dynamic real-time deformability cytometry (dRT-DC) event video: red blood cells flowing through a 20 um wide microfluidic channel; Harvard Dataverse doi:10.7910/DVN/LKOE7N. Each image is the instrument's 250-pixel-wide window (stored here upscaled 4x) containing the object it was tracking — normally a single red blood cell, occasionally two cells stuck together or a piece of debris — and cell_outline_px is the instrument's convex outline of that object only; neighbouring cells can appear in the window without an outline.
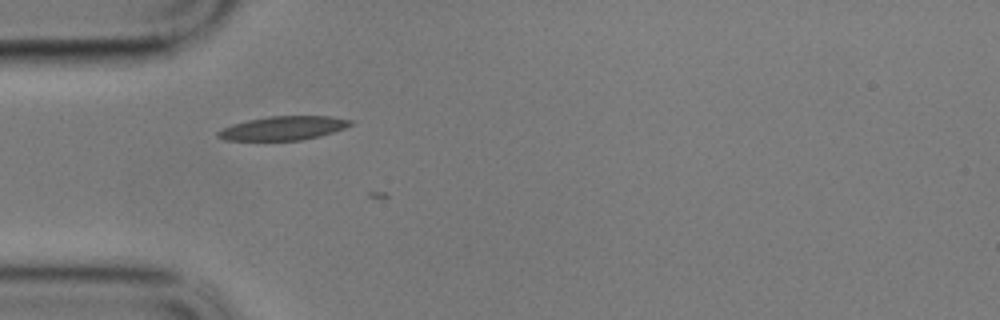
{"species": "common noctule bat (a hibernating species)", "species_latin": "Nyctalus noctula", "temperature_condition": "cold", "stored_images_in_passage": 2, "camera_frame_rate_fps": 3000, "um_per_image_px": 0.085, "animal": {"sex": "male", "body_mass_g": 17.9}, "frame": {"image": 1, "passage_image": 1, "time_ms": 0.0, "image_size_px": [1000, 320], "cell_outline_px": [[352, 124], [344, 128], [320, 136], [300, 140], [224, 140], [216, 136], [216, 132], [232, 124], [248, 120], [268, 116], [332, 116], [352, 120]], "centroid_in_image_um": [24.07, 10.89], "position_along_channel_um": 60.9, "area_um2": 18.32}}